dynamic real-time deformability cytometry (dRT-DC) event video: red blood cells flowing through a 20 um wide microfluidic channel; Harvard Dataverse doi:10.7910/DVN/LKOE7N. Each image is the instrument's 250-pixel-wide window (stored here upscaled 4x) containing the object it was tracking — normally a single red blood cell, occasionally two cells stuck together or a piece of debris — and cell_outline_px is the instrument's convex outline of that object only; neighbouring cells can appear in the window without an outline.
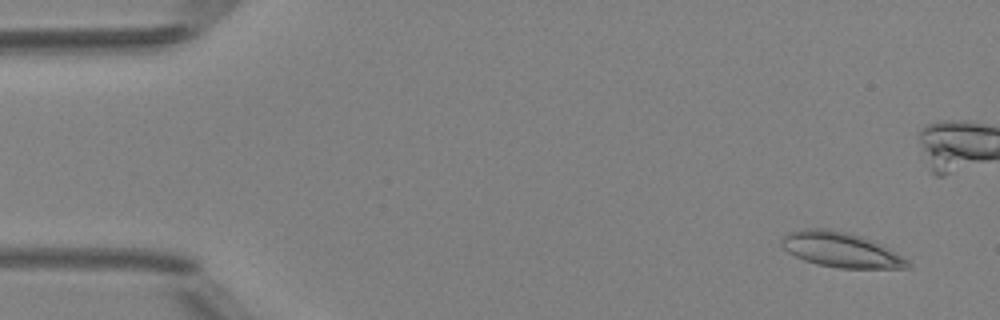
{"species": "Egyptian fruit bat (a non-hibernating species)", "species_latin": "Rousettus aegyptiacus", "temperature_condition": "room temperature", "stored_images_in_passage": 5, "camera_frame_rate_fps": 3000, "um_per_image_px": 0.085, "animal": {"sex": "female"}, "frame": {"image": 1, "passage_image": 1, "time_ms": 0.0, "image_size_px": [1000, 320], "cell_outline_px": [[912, 268], [840, 268], [816, 264], [804, 260], [788, 252], [780, 244], [780, 240], [788, 232], [804, 228], [828, 228], [864, 236], [884, 244], [908, 260], [912, 264]], "centroid_in_image_um": [71.51, 21.22], "position_along_channel_um": 13.5, "area_um2": 26.13}}